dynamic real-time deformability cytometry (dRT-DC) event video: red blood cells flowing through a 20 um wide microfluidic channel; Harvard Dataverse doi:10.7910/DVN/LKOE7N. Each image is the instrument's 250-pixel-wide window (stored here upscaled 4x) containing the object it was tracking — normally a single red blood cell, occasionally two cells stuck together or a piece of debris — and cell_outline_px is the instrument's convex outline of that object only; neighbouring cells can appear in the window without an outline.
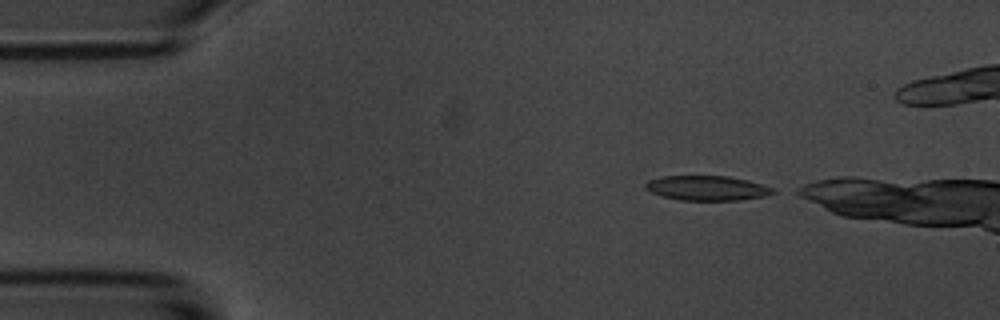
{"species": "common noctule bat (a hibernating species)", "species_latin": "Nyctalus noctula", "temperature_condition": "room temperature", "stored_images_in_passage": 37, "camera_frame_rate_fps": 3000, "um_per_image_px": 0.085, "animal": {"sex": "male", "body_mass_g": 20.1, "forearm_length_mm": 53.5}, "frame": {"image": 1, "passage_image": 1, "time_ms": 0.0, "image_size_px": [1000, 320], "cell_outline_px": [[776, 192], [764, 196], [740, 200], [680, 200], [660, 196], [644, 188], [644, 184], [648, 180], [664, 176], [728, 176], [748, 180], [776, 188]], "centroid_in_image_um": [60.11, 15.98], "position_along_channel_um": 24.9, "area_um2": 18.5}}
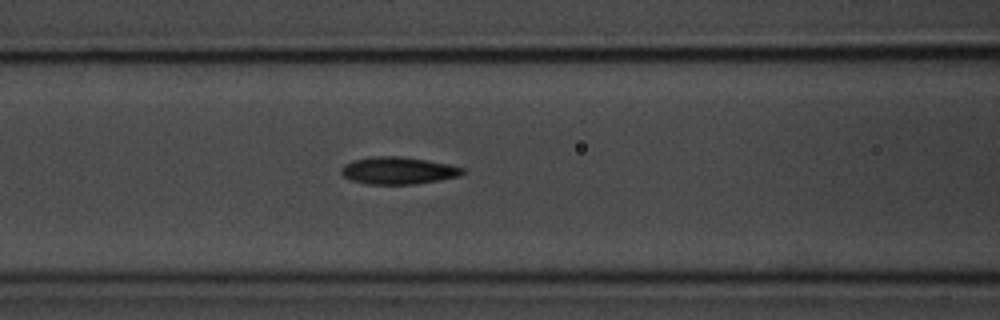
{"frame": {"image": 2, "passage_image": 15, "time_ms": 4.667, "image_size_px": [1000, 320], "cell_outline_px": [[464, 172], [460, 176], [440, 180], [412, 184], [368, 184], [352, 180], [344, 176], [340, 172], [340, 168], [344, 164], [352, 160], [372, 156], [400, 156], [448, 164], [464, 168]], "centroid_in_image_um": [33.81, 14.49], "position_along_channel_um": 132.8, "area_um2": 19.19}}
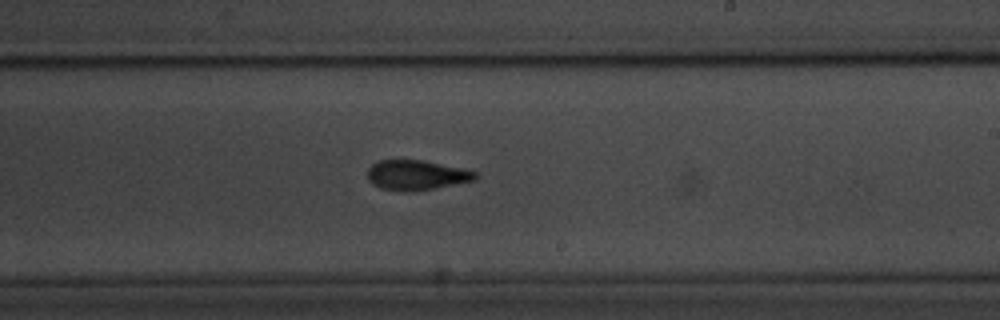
{"frame": {"image": 3, "passage_image": 25, "time_ms": 8.0, "image_size_px": [1000, 320], "cell_outline_px": [[476, 180], [432, 188], [408, 192], [380, 188], [372, 184], [368, 180], [368, 168], [372, 164], [380, 160], [424, 160], [460, 168], [476, 172]], "centroid_in_image_um": [35.35, 14.88], "position_along_channel_um": 253.6, "area_um2": 18.55}}